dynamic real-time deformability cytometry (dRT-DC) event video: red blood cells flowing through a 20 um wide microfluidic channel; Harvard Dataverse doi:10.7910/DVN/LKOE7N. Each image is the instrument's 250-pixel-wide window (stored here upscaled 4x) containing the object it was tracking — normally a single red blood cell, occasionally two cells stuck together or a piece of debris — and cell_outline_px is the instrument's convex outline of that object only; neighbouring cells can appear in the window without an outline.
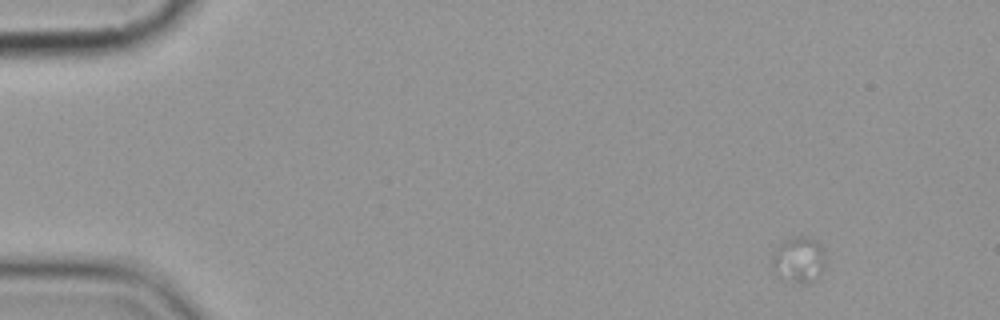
{"species": "common noctule bat (a hibernating species)", "species_latin": "Nyctalus noctula", "temperature_condition": "cold", "stored_images_in_passage": 3, "camera_frame_rate_fps": 3000, "um_per_image_px": 0.085, "animal": {"sex": "female", "body_mass_g": 19.9}, "frame": {"image": 1, "passage_image": 1, "time_ms": 0.0, "image_size_px": [1000, 320], "cell_outline_px": [[824, 264], [816, 280], [792, 280], [780, 276], [772, 264], [772, 260], [776, 248], [784, 240], [792, 236], [804, 236], [812, 240], [824, 252]], "centroid_in_image_um": [67.88, 22.01], "position_along_channel_um": 17.1, "area_um2": 13.24}}